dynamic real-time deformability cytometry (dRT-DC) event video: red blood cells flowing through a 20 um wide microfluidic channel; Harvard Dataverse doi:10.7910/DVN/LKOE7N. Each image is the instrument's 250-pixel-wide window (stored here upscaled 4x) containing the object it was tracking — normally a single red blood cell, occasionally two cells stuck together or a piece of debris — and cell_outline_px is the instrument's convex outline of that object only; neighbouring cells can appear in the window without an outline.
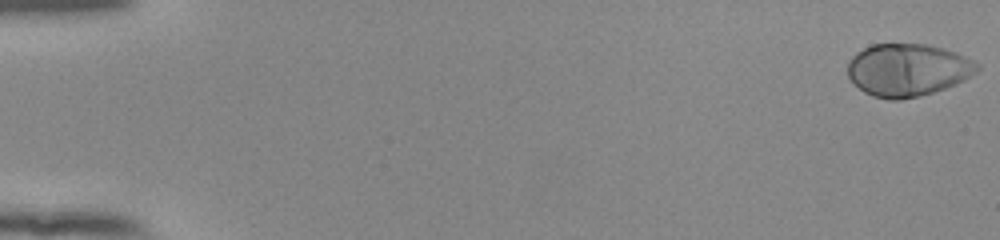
{"species": "human", "species_latin": "Homo sapiens", "temperature_condition": "room temperature", "stored_images_in_passage": 54, "camera_frame_rate_fps": 3000, "um_per_image_px": 0.085, "donor": {"sex": "female"}, "frame": {"image": 1, "passage_image": 1, "time_ms": 0.0, "image_size_px": [1000, 240], "cell_outline_px": [[980, 68], [976, 72], [964, 80], [956, 84], [920, 96], [900, 100], [888, 100], [872, 96], [864, 92], [848, 76], [848, 60], [856, 52], [872, 44], [928, 44], [944, 48], [956, 52], [980, 64]], "centroid_in_image_um": [77.15, 5.94], "position_along_channel_um": 7.8, "area_um2": 39.77}}
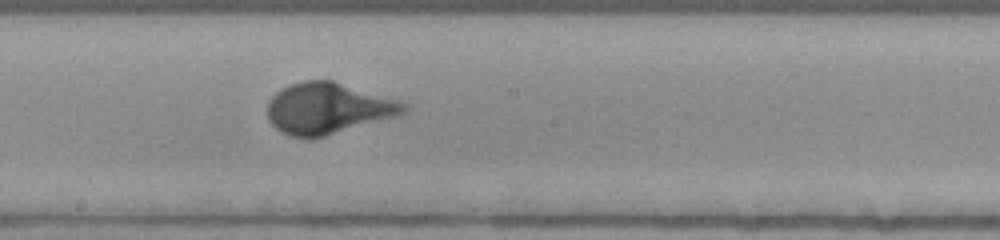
{"frame": {"image": 2, "passage_image": 31, "time_ms": 10.0, "image_size_px": [1000, 240], "cell_outline_px": [[408, 108], [404, 112], [396, 116], [324, 136], [308, 140], [292, 136], [280, 132], [268, 120], [268, 100], [280, 88], [304, 80], [332, 80], [396, 100], [408, 104]], "centroid_in_image_um": [27.82, 9.22], "position_along_channel_um": 220.4, "area_um2": 40.4}}
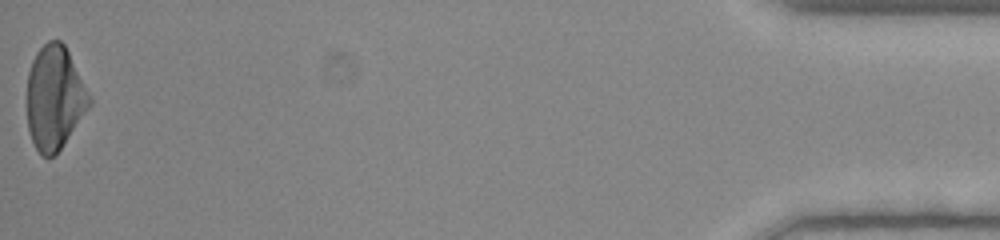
{"frame": {"image": 3, "passage_image": 54, "time_ms": 17.667, "image_size_px": [1000, 240], "cell_outline_px": [[92, 104], [60, 148], [48, 160], [40, 156], [32, 140], [28, 128], [28, 72], [32, 60], [36, 52], [48, 40], [60, 40], [64, 44], [92, 100]], "centroid_in_image_um": [4.63, 8.32], "position_along_channel_um": 430.6, "area_um2": 37.28}, "authors_computed_cell_mechanics": {"area_um2": 38.3792, "velocity_mm_per_s": 3.8979, "shape_relaxation_time_tau1_ms": 3.5425, "shape_relaxation_time_tau2_ms": null, "deformation_change_tau1": 0.2263, "deformation_change_tau2": null}}